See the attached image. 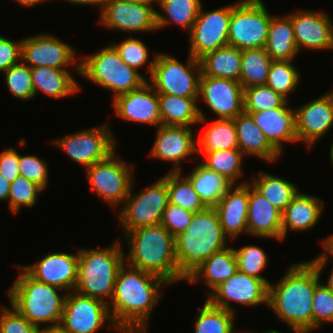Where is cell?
Wrapping results in <instances>:
<instances>
[{
    "instance_id": "cell-2",
    "label": "cell",
    "mask_w": 333,
    "mask_h": 333,
    "mask_svg": "<svg viewBox=\"0 0 333 333\" xmlns=\"http://www.w3.org/2000/svg\"><path fill=\"white\" fill-rule=\"evenodd\" d=\"M320 274L309 261L291 265L287 273L268 286V305L291 329L313 331L312 300Z\"/></svg>"
},
{
    "instance_id": "cell-27",
    "label": "cell",
    "mask_w": 333,
    "mask_h": 333,
    "mask_svg": "<svg viewBox=\"0 0 333 333\" xmlns=\"http://www.w3.org/2000/svg\"><path fill=\"white\" fill-rule=\"evenodd\" d=\"M324 203L316 196L298 192L281 214L282 240L287 231H306L311 229L322 216Z\"/></svg>"
},
{
    "instance_id": "cell-21",
    "label": "cell",
    "mask_w": 333,
    "mask_h": 333,
    "mask_svg": "<svg viewBox=\"0 0 333 333\" xmlns=\"http://www.w3.org/2000/svg\"><path fill=\"white\" fill-rule=\"evenodd\" d=\"M293 25L297 49H333L332 20L322 11L299 10L288 14Z\"/></svg>"
},
{
    "instance_id": "cell-12",
    "label": "cell",
    "mask_w": 333,
    "mask_h": 333,
    "mask_svg": "<svg viewBox=\"0 0 333 333\" xmlns=\"http://www.w3.org/2000/svg\"><path fill=\"white\" fill-rule=\"evenodd\" d=\"M105 123L101 127L81 130L52 142L68 154L74 162L87 169L107 159L116 150L117 142Z\"/></svg>"
},
{
    "instance_id": "cell-45",
    "label": "cell",
    "mask_w": 333,
    "mask_h": 333,
    "mask_svg": "<svg viewBox=\"0 0 333 333\" xmlns=\"http://www.w3.org/2000/svg\"><path fill=\"white\" fill-rule=\"evenodd\" d=\"M43 191L44 189L38 184L19 175L10 185L8 203L11 212L17 213L22 206H34L38 194Z\"/></svg>"
},
{
    "instance_id": "cell-44",
    "label": "cell",
    "mask_w": 333,
    "mask_h": 333,
    "mask_svg": "<svg viewBox=\"0 0 333 333\" xmlns=\"http://www.w3.org/2000/svg\"><path fill=\"white\" fill-rule=\"evenodd\" d=\"M9 91L20 100L35 97L31 78V67L22 61L11 66L3 73Z\"/></svg>"
},
{
    "instance_id": "cell-30",
    "label": "cell",
    "mask_w": 333,
    "mask_h": 333,
    "mask_svg": "<svg viewBox=\"0 0 333 333\" xmlns=\"http://www.w3.org/2000/svg\"><path fill=\"white\" fill-rule=\"evenodd\" d=\"M237 270V258L234 248L227 246L204 260L189 274L186 280L190 283H195L203 275L205 284L208 285L212 292L223 281L233 276Z\"/></svg>"
},
{
    "instance_id": "cell-7",
    "label": "cell",
    "mask_w": 333,
    "mask_h": 333,
    "mask_svg": "<svg viewBox=\"0 0 333 333\" xmlns=\"http://www.w3.org/2000/svg\"><path fill=\"white\" fill-rule=\"evenodd\" d=\"M89 56L74 65V71L92 83L111 90L114 93L113 99L138 89L147 82L139 71L121 59L119 52L111 43Z\"/></svg>"
},
{
    "instance_id": "cell-22",
    "label": "cell",
    "mask_w": 333,
    "mask_h": 333,
    "mask_svg": "<svg viewBox=\"0 0 333 333\" xmlns=\"http://www.w3.org/2000/svg\"><path fill=\"white\" fill-rule=\"evenodd\" d=\"M113 107L124 121L156 127L162 125L158 93L148 81L138 89L117 96L113 99Z\"/></svg>"
},
{
    "instance_id": "cell-40",
    "label": "cell",
    "mask_w": 333,
    "mask_h": 333,
    "mask_svg": "<svg viewBox=\"0 0 333 333\" xmlns=\"http://www.w3.org/2000/svg\"><path fill=\"white\" fill-rule=\"evenodd\" d=\"M272 61L264 48L242 50V65L239 82L243 89L266 84L269 67Z\"/></svg>"
},
{
    "instance_id": "cell-5",
    "label": "cell",
    "mask_w": 333,
    "mask_h": 333,
    "mask_svg": "<svg viewBox=\"0 0 333 333\" xmlns=\"http://www.w3.org/2000/svg\"><path fill=\"white\" fill-rule=\"evenodd\" d=\"M18 268L21 272L8 291L11 305L39 329L42 323L60 326L66 294L58 291L64 290L35 280L21 265Z\"/></svg>"
},
{
    "instance_id": "cell-51",
    "label": "cell",
    "mask_w": 333,
    "mask_h": 333,
    "mask_svg": "<svg viewBox=\"0 0 333 333\" xmlns=\"http://www.w3.org/2000/svg\"><path fill=\"white\" fill-rule=\"evenodd\" d=\"M194 213L177 205L168 203L161 224L176 237L190 225Z\"/></svg>"
},
{
    "instance_id": "cell-25",
    "label": "cell",
    "mask_w": 333,
    "mask_h": 333,
    "mask_svg": "<svg viewBox=\"0 0 333 333\" xmlns=\"http://www.w3.org/2000/svg\"><path fill=\"white\" fill-rule=\"evenodd\" d=\"M282 212L249 183L248 234L282 241Z\"/></svg>"
},
{
    "instance_id": "cell-23",
    "label": "cell",
    "mask_w": 333,
    "mask_h": 333,
    "mask_svg": "<svg viewBox=\"0 0 333 333\" xmlns=\"http://www.w3.org/2000/svg\"><path fill=\"white\" fill-rule=\"evenodd\" d=\"M157 135L150 154L162 161H170L175 165L170 172H182L181 161L197 153V140L193 130L186 126L157 127Z\"/></svg>"
},
{
    "instance_id": "cell-49",
    "label": "cell",
    "mask_w": 333,
    "mask_h": 333,
    "mask_svg": "<svg viewBox=\"0 0 333 333\" xmlns=\"http://www.w3.org/2000/svg\"><path fill=\"white\" fill-rule=\"evenodd\" d=\"M20 175L38 184L44 190L48 186V168L46 161L37 156H21L19 154Z\"/></svg>"
},
{
    "instance_id": "cell-14",
    "label": "cell",
    "mask_w": 333,
    "mask_h": 333,
    "mask_svg": "<svg viewBox=\"0 0 333 333\" xmlns=\"http://www.w3.org/2000/svg\"><path fill=\"white\" fill-rule=\"evenodd\" d=\"M231 12V4L207 12L203 11L201 5L198 17L189 33V54L193 58L199 60L205 54L229 45Z\"/></svg>"
},
{
    "instance_id": "cell-58",
    "label": "cell",
    "mask_w": 333,
    "mask_h": 333,
    "mask_svg": "<svg viewBox=\"0 0 333 333\" xmlns=\"http://www.w3.org/2000/svg\"><path fill=\"white\" fill-rule=\"evenodd\" d=\"M17 1V3L23 5L24 7L39 5V3L46 2V0H14Z\"/></svg>"
},
{
    "instance_id": "cell-4",
    "label": "cell",
    "mask_w": 333,
    "mask_h": 333,
    "mask_svg": "<svg viewBox=\"0 0 333 333\" xmlns=\"http://www.w3.org/2000/svg\"><path fill=\"white\" fill-rule=\"evenodd\" d=\"M227 238L214 207L194 213L187 229L175 237L179 270L188 277L213 253L226 248Z\"/></svg>"
},
{
    "instance_id": "cell-24",
    "label": "cell",
    "mask_w": 333,
    "mask_h": 333,
    "mask_svg": "<svg viewBox=\"0 0 333 333\" xmlns=\"http://www.w3.org/2000/svg\"><path fill=\"white\" fill-rule=\"evenodd\" d=\"M249 183L242 181L230 185L214 206L224 234L234 240L242 232L248 234Z\"/></svg>"
},
{
    "instance_id": "cell-1",
    "label": "cell",
    "mask_w": 333,
    "mask_h": 333,
    "mask_svg": "<svg viewBox=\"0 0 333 333\" xmlns=\"http://www.w3.org/2000/svg\"><path fill=\"white\" fill-rule=\"evenodd\" d=\"M124 264L118 271L108 310L120 333H147L148 320L162 294L170 285L164 279Z\"/></svg>"
},
{
    "instance_id": "cell-18",
    "label": "cell",
    "mask_w": 333,
    "mask_h": 333,
    "mask_svg": "<svg viewBox=\"0 0 333 333\" xmlns=\"http://www.w3.org/2000/svg\"><path fill=\"white\" fill-rule=\"evenodd\" d=\"M75 53L72 46L46 33L22 39L21 60L30 67L66 69L76 62Z\"/></svg>"
},
{
    "instance_id": "cell-54",
    "label": "cell",
    "mask_w": 333,
    "mask_h": 333,
    "mask_svg": "<svg viewBox=\"0 0 333 333\" xmlns=\"http://www.w3.org/2000/svg\"><path fill=\"white\" fill-rule=\"evenodd\" d=\"M322 245L325 248V252L321 255L316 256V258L310 259V261L314 264V266L317 268L319 274H322V271L324 270L325 265L328 262L329 255L333 257V234L326 238ZM329 254L327 255V253Z\"/></svg>"
},
{
    "instance_id": "cell-13",
    "label": "cell",
    "mask_w": 333,
    "mask_h": 333,
    "mask_svg": "<svg viewBox=\"0 0 333 333\" xmlns=\"http://www.w3.org/2000/svg\"><path fill=\"white\" fill-rule=\"evenodd\" d=\"M109 321L114 325L107 302L67 291L60 326L68 333H95Z\"/></svg>"
},
{
    "instance_id": "cell-47",
    "label": "cell",
    "mask_w": 333,
    "mask_h": 333,
    "mask_svg": "<svg viewBox=\"0 0 333 333\" xmlns=\"http://www.w3.org/2000/svg\"><path fill=\"white\" fill-rule=\"evenodd\" d=\"M320 282L315 287L312 300L313 330L325 322H333V292Z\"/></svg>"
},
{
    "instance_id": "cell-10",
    "label": "cell",
    "mask_w": 333,
    "mask_h": 333,
    "mask_svg": "<svg viewBox=\"0 0 333 333\" xmlns=\"http://www.w3.org/2000/svg\"><path fill=\"white\" fill-rule=\"evenodd\" d=\"M132 187L133 183L117 215L125 233L133 229L160 224L169 203L167 183L162 177L138 194L133 195Z\"/></svg>"
},
{
    "instance_id": "cell-9",
    "label": "cell",
    "mask_w": 333,
    "mask_h": 333,
    "mask_svg": "<svg viewBox=\"0 0 333 333\" xmlns=\"http://www.w3.org/2000/svg\"><path fill=\"white\" fill-rule=\"evenodd\" d=\"M272 16L262 0L234 2L229 23V46L239 50L264 48Z\"/></svg>"
},
{
    "instance_id": "cell-26",
    "label": "cell",
    "mask_w": 333,
    "mask_h": 333,
    "mask_svg": "<svg viewBox=\"0 0 333 333\" xmlns=\"http://www.w3.org/2000/svg\"><path fill=\"white\" fill-rule=\"evenodd\" d=\"M263 131L269 143L282 155L283 143L298 142L296 135L295 109L288 102L281 108L248 113Z\"/></svg>"
},
{
    "instance_id": "cell-17",
    "label": "cell",
    "mask_w": 333,
    "mask_h": 333,
    "mask_svg": "<svg viewBox=\"0 0 333 333\" xmlns=\"http://www.w3.org/2000/svg\"><path fill=\"white\" fill-rule=\"evenodd\" d=\"M203 99L218 119H234L244 112V89L240 82L201 74L198 99Z\"/></svg>"
},
{
    "instance_id": "cell-39",
    "label": "cell",
    "mask_w": 333,
    "mask_h": 333,
    "mask_svg": "<svg viewBox=\"0 0 333 333\" xmlns=\"http://www.w3.org/2000/svg\"><path fill=\"white\" fill-rule=\"evenodd\" d=\"M183 172H168L162 178L167 183L169 203L193 213L204 211L207 206L200 199L190 180Z\"/></svg>"
},
{
    "instance_id": "cell-32",
    "label": "cell",
    "mask_w": 333,
    "mask_h": 333,
    "mask_svg": "<svg viewBox=\"0 0 333 333\" xmlns=\"http://www.w3.org/2000/svg\"><path fill=\"white\" fill-rule=\"evenodd\" d=\"M264 49L272 60L291 61L298 55L293 25L288 15L271 17Z\"/></svg>"
},
{
    "instance_id": "cell-53",
    "label": "cell",
    "mask_w": 333,
    "mask_h": 333,
    "mask_svg": "<svg viewBox=\"0 0 333 333\" xmlns=\"http://www.w3.org/2000/svg\"><path fill=\"white\" fill-rule=\"evenodd\" d=\"M0 174L12 183L19 175V153L9 148L0 152Z\"/></svg>"
},
{
    "instance_id": "cell-46",
    "label": "cell",
    "mask_w": 333,
    "mask_h": 333,
    "mask_svg": "<svg viewBox=\"0 0 333 333\" xmlns=\"http://www.w3.org/2000/svg\"><path fill=\"white\" fill-rule=\"evenodd\" d=\"M234 252L239 271L262 279L269 286L270 282L260 275L268 263V258L264 250L255 245H247L238 250L234 249Z\"/></svg>"
},
{
    "instance_id": "cell-37",
    "label": "cell",
    "mask_w": 333,
    "mask_h": 333,
    "mask_svg": "<svg viewBox=\"0 0 333 333\" xmlns=\"http://www.w3.org/2000/svg\"><path fill=\"white\" fill-rule=\"evenodd\" d=\"M228 149H239L234 120L216 118L197 139V151Z\"/></svg>"
},
{
    "instance_id": "cell-61",
    "label": "cell",
    "mask_w": 333,
    "mask_h": 333,
    "mask_svg": "<svg viewBox=\"0 0 333 333\" xmlns=\"http://www.w3.org/2000/svg\"><path fill=\"white\" fill-rule=\"evenodd\" d=\"M293 330V332L294 333H305V332H303V331H300V330H297V329H292ZM258 333V332H257ZM263 333H281V332H278L277 330H268V331H265V332H263Z\"/></svg>"
},
{
    "instance_id": "cell-29",
    "label": "cell",
    "mask_w": 333,
    "mask_h": 333,
    "mask_svg": "<svg viewBox=\"0 0 333 333\" xmlns=\"http://www.w3.org/2000/svg\"><path fill=\"white\" fill-rule=\"evenodd\" d=\"M158 98L162 125L190 127L207 121L198 106V98H185L172 94H158Z\"/></svg>"
},
{
    "instance_id": "cell-41",
    "label": "cell",
    "mask_w": 333,
    "mask_h": 333,
    "mask_svg": "<svg viewBox=\"0 0 333 333\" xmlns=\"http://www.w3.org/2000/svg\"><path fill=\"white\" fill-rule=\"evenodd\" d=\"M235 313L217 308L207 300L197 312L195 333H234Z\"/></svg>"
},
{
    "instance_id": "cell-57",
    "label": "cell",
    "mask_w": 333,
    "mask_h": 333,
    "mask_svg": "<svg viewBox=\"0 0 333 333\" xmlns=\"http://www.w3.org/2000/svg\"><path fill=\"white\" fill-rule=\"evenodd\" d=\"M39 333H68L61 326L43 327Z\"/></svg>"
},
{
    "instance_id": "cell-35",
    "label": "cell",
    "mask_w": 333,
    "mask_h": 333,
    "mask_svg": "<svg viewBox=\"0 0 333 333\" xmlns=\"http://www.w3.org/2000/svg\"><path fill=\"white\" fill-rule=\"evenodd\" d=\"M258 176L251 177L249 182L260 192L272 205L283 212L293 197L299 192L297 185L281 177L259 171Z\"/></svg>"
},
{
    "instance_id": "cell-56",
    "label": "cell",
    "mask_w": 333,
    "mask_h": 333,
    "mask_svg": "<svg viewBox=\"0 0 333 333\" xmlns=\"http://www.w3.org/2000/svg\"><path fill=\"white\" fill-rule=\"evenodd\" d=\"M71 4H78V5H99L101 6V10L103 9V4L105 0H66Z\"/></svg>"
},
{
    "instance_id": "cell-55",
    "label": "cell",
    "mask_w": 333,
    "mask_h": 333,
    "mask_svg": "<svg viewBox=\"0 0 333 333\" xmlns=\"http://www.w3.org/2000/svg\"><path fill=\"white\" fill-rule=\"evenodd\" d=\"M11 183L0 174V200L8 201Z\"/></svg>"
},
{
    "instance_id": "cell-38",
    "label": "cell",
    "mask_w": 333,
    "mask_h": 333,
    "mask_svg": "<svg viewBox=\"0 0 333 333\" xmlns=\"http://www.w3.org/2000/svg\"><path fill=\"white\" fill-rule=\"evenodd\" d=\"M197 153L205 156L201 162L203 166L220 174L231 185L243 174L241 163L245 156L239 149L197 151Z\"/></svg>"
},
{
    "instance_id": "cell-33",
    "label": "cell",
    "mask_w": 333,
    "mask_h": 333,
    "mask_svg": "<svg viewBox=\"0 0 333 333\" xmlns=\"http://www.w3.org/2000/svg\"><path fill=\"white\" fill-rule=\"evenodd\" d=\"M204 76L231 79L239 82L242 65V50L226 46L207 53L199 59Z\"/></svg>"
},
{
    "instance_id": "cell-50",
    "label": "cell",
    "mask_w": 333,
    "mask_h": 333,
    "mask_svg": "<svg viewBox=\"0 0 333 333\" xmlns=\"http://www.w3.org/2000/svg\"><path fill=\"white\" fill-rule=\"evenodd\" d=\"M2 308L0 333H39L40 329L31 324L16 308Z\"/></svg>"
},
{
    "instance_id": "cell-6",
    "label": "cell",
    "mask_w": 333,
    "mask_h": 333,
    "mask_svg": "<svg viewBox=\"0 0 333 333\" xmlns=\"http://www.w3.org/2000/svg\"><path fill=\"white\" fill-rule=\"evenodd\" d=\"M124 255L119 240L103 249H79L75 291L108 304L114 292L118 271L126 262Z\"/></svg>"
},
{
    "instance_id": "cell-36",
    "label": "cell",
    "mask_w": 333,
    "mask_h": 333,
    "mask_svg": "<svg viewBox=\"0 0 333 333\" xmlns=\"http://www.w3.org/2000/svg\"><path fill=\"white\" fill-rule=\"evenodd\" d=\"M187 178L207 207H214L231 185L220 174L208 170L201 163L187 175Z\"/></svg>"
},
{
    "instance_id": "cell-31",
    "label": "cell",
    "mask_w": 333,
    "mask_h": 333,
    "mask_svg": "<svg viewBox=\"0 0 333 333\" xmlns=\"http://www.w3.org/2000/svg\"><path fill=\"white\" fill-rule=\"evenodd\" d=\"M31 78L34 95L40 90L53 99L71 96L79 88L78 82L67 69L50 68L45 66L31 67Z\"/></svg>"
},
{
    "instance_id": "cell-20",
    "label": "cell",
    "mask_w": 333,
    "mask_h": 333,
    "mask_svg": "<svg viewBox=\"0 0 333 333\" xmlns=\"http://www.w3.org/2000/svg\"><path fill=\"white\" fill-rule=\"evenodd\" d=\"M78 263L79 249L76 254L52 252L35 264L21 267L35 280L71 292L78 280Z\"/></svg>"
},
{
    "instance_id": "cell-42",
    "label": "cell",
    "mask_w": 333,
    "mask_h": 333,
    "mask_svg": "<svg viewBox=\"0 0 333 333\" xmlns=\"http://www.w3.org/2000/svg\"><path fill=\"white\" fill-rule=\"evenodd\" d=\"M300 74L293 60H273L268 71L266 85L279 93L287 101L289 94L296 90L300 83Z\"/></svg>"
},
{
    "instance_id": "cell-8",
    "label": "cell",
    "mask_w": 333,
    "mask_h": 333,
    "mask_svg": "<svg viewBox=\"0 0 333 333\" xmlns=\"http://www.w3.org/2000/svg\"><path fill=\"white\" fill-rule=\"evenodd\" d=\"M186 63H181L169 54L156 53L147 64V72L150 73L148 83L158 94L198 98L202 74L200 62L189 54Z\"/></svg>"
},
{
    "instance_id": "cell-59",
    "label": "cell",
    "mask_w": 333,
    "mask_h": 333,
    "mask_svg": "<svg viewBox=\"0 0 333 333\" xmlns=\"http://www.w3.org/2000/svg\"><path fill=\"white\" fill-rule=\"evenodd\" d=\"M327 284H325L332 292H333V268L330 272L329 278H328V282H326Z\"/></svg>"
},
{
    "instance_id": "cell-62",
    "label": "cell",
    "mask_w": 333,
    "mask_h": 333,
    "mask_svg": "<svg viewBox=\"0 0 333 333\" xmlns=\"http://www.w3.org/2000/svg\"><path fill=\"white\" fill-rule=\"evenodd\" d=\"M330 159H331L332 164H333V142H332V145H331V148H330Z\"/></svg>"
},
{
    "instance_id": "cell-15",
    "label": "cell",
    "mask_w": 333,
    "mask_h": 333,
    "mask_svg": "<svg viewBox=\"0 0 333 333\" xmlns=\"http://www.w3.org/2000/svg\"><path fill=\"white\" fill-rule=\"evenodd\" d=\"M207 295L206 300L211 305L233 313L235 307H232L230 301L250 307L268 305V285L262 279L239 270Z\"/></svg>"
},
{
    "instance_id": "cell-11",
    "label": "cell",
    "mask_w": 333,
    "mask_h": 333,
    "mask_svg": "<svg viewBox=\"0 0 333 333\" xmlns=\"http://www.w3.org/2000/svg\"><path fill=\"white\" fill-rule=\"evenodd\" d=\"M116 153L86 169L91 189L113 208L124 203L134 181L133 165L125 164Z\"/></svg>"
},
{
    "instance_id": "cell-3",
    "label": "cell",
    "mask_w": 333,
    "mask_h": 333,
    "mask_svg": "<svg viewBox=\"0 0 333 333\" xmlns=\"http://www.w3.org/2000/svg\"><path fill=\"white\" fill-rule=\"evenodd\" d=\"M129 245L126 265L154 274L170 285L186 276L179 270L175 237L160 223L125 233Z\"/></svg>"
},
{
    "instance_id": "cell-16",
    "label": "cell",
    "mask_w": 333,
    "mask_h": 333,
    "mask_svg": "<svg viewBox=\"0 0 333 333\" xmlns=\"http://www.w3.org/2000/svg\"><path fill=\"white\" fill-rule=\"evenodd\" d=\"M154 3L105 0L100 15L104 26L123 32H148L157 29Z\"/></svg>"
},
{
    "instance_id": "cell-34",
    "label": "cell",
    "mask_w": 333,
    "mask_h": 333,
    "mask_svg": "<svg viewBox=\"0 0 333 333\" xmlns=\"http://www.w3.org/2000/svg\"><path fill=\"white\" fill-rule=\"evenodd\" d=\"M201 4V0H157L156 5L165 13L163 15L162 12H156L157 29L176 23L184 30L187 29L189 34L198 17Z\"/></svg>"
},
{
    "instance_id": "cell-43",
    "label": "cell",
    "mask_w": 333,
    "mask_h": 333,
    "mask_svg": "<svg viewBox=\"0 0 333 333\" xmlns=\"http://www.w3.org/2000/svg\"><path fill=\"white\" fill-rule=\"evenodd\" d=\"M287 102L289 101L266 84L244 88V112L246 113L281 108Z\"/></svg>"
},
{
    "instance_id": "cell-52",
    "label": "cell",
    "mask_w": 333,
    "mask_h": 333,
    "mask_svg": "<svg viewBox=\"0 0 333 333\" xmlns=\"http://www.w3.org/2000/svg\"><path fill=\"white\" fill-rule=\"evenodd\" d=\"M22 40L13 41L0 36V72L4 73L11 66L21 61Z\"/></svg>"
},
{
    "instance_id": "cell-60",
    "label": "cell",
    "mask_w": 333,
    "mask_h": 333,
    "mask_svg": "<svg viewBox=\"0 0 333 333\" xmlns=\"http://www.w3.org/2000/svg\"><path fill=\"white\" fill-rule=\"evenodd\" d=\"M119 1H127V2H142V3H155L157 0H119Z\"/></svg>"
},
{
    "instance_id": "cell-28",
    "label": "cell",
    "mask_w": 333,
    "mask_h": 333,
    "mask_svg": "<svg viewBox=\"0 0 333 333\" xmlns=\"http://www.w3.org/2000/svg\"><path fill=\"white\" fill-rule=\"evenodd\" d=\"M233 120L238 136L239 150L244 155L260 157L259 159L266 162H274L280 158L281 154L269 143L250 114L243 112Z\"/></svg>"
},
{
    "instance_id": "cell-48",
    "label": "cell",
    "mask_w": 333,
    "mask_h": 333,
    "mask_svg": "<svg viewBox=\"0 0 333 333\" xmlns=\"http://www.w3.org/2000/svg\"><path fill=\"white\" fill-rule=\"evenodd\" d=\"M111 44L119 52L121 59L137 71L147 63L149 58L148 48L140 39L130 37L118 45L116 43Z\"/></svg>"
},
{
    "instance_id": "cell-19",
    "label": "cell",
    "mask_w": 333,
    "mask_h": 333,
    "mask_svg": "<svg viewBox=\"0 0 333 333\" xmlns=\"http://www.w3.org/2000/svg\"><path fill=\"white\" fill-rule=\"evenodd\" d=\"M295 122L298 142L311 148L333 126V90L295 108Z\"/></svg>"
}]
</instances>
